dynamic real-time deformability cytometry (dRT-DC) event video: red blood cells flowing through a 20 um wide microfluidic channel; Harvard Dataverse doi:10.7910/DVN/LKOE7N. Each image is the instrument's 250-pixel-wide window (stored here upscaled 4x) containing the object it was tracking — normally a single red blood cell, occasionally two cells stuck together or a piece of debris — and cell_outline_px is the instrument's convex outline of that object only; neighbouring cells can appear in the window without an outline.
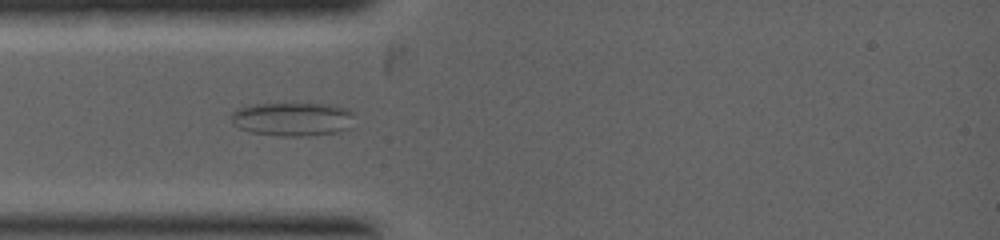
{"species": "common noctule bat (a hibernating species)", "species_latin": "Nyctalus noctula", "temperature_condition": "warm", "stored_images_in_passage": 4, "camera_frame_rate_fps": 5000, "um_per_image_px": 0.085, "animal": {"sex": "female", "body_mass_g": 19.0, "forearm_length_mm": 53.3}, "frame": {"image": 1, "passage_image": 3, "time_ms": 1.4, "image_size_px": [1000, 240], "cell_outline_px": [[352, 116], [348, 128], [336, 132], [300, 136], [280, 136], [252, 132], [240, 128], [232, 124], [232, 112], [240, 108], [252, 104], [284, 100], [292, 100], [336, 104], [348, 108], [352, 112]], "centroid_in_image_um": [24.86, 10.04], "position_along_channel_um": 60.1, "area_um2": 25.26}}
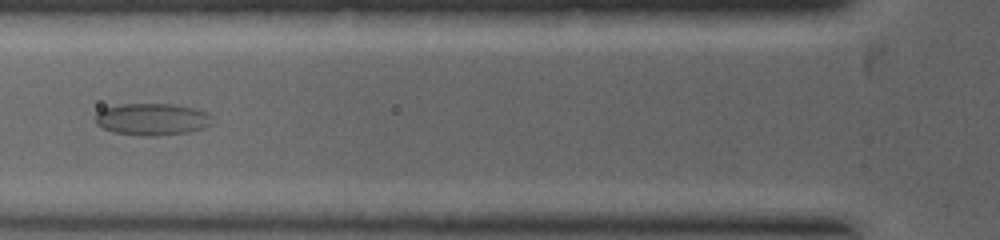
{"frame": {"image": 2, "passage_image": 4, "time_ms": 2.2, "image_size_px": [1000, 240], "cell_outline_px": [[212, 124], [204, 128], [184, 132], [156, 136], [112, 132], [96, 124], [96, 112], [104, 108], [120, 104], [176, 104], [196, 108], [208, 112], [212, 116]], "centroid_in_image_um": [12.96, 10.12], "position_along_channel_um": 112.8, "area_um2": 21.73}}